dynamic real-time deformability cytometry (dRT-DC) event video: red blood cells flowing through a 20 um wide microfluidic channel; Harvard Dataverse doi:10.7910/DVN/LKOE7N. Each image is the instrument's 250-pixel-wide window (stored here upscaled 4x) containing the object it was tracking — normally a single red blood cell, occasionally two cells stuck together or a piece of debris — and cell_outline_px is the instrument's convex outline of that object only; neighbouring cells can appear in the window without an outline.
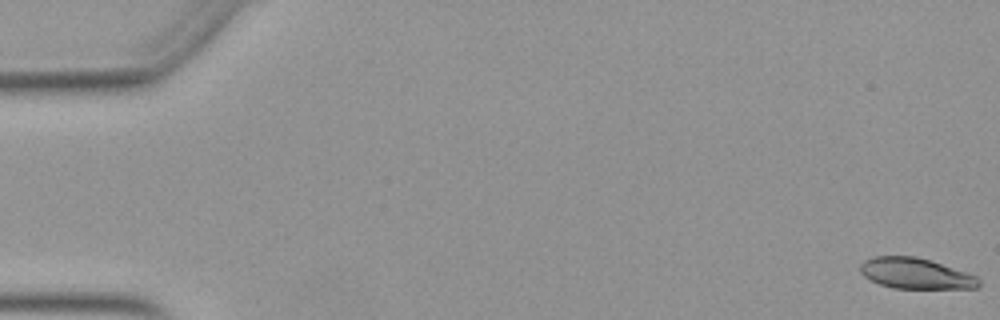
{"species": "Egyptian fruit bat (a non-hibernating species)", "species_latin": "Rousettus aegyptiacus", "temperature_condition": "warm", "stored_images_in_passage": 51, "camera_frame_rate_fps": 3000, "um_per_image_px": 0.085, "animal": {"sex": "female"}, "frame": {"image": 1, "passage_image": 1, "time_ms": 0.0, "image_size_px": [1000, 320], "cell_outline_px": [[980, 284], [976, 288], [892, 288], [880, 284], [864, 276], [860, 272], [860, 264], [864, 260], [872, 256], [916, 256], [976, 276], [980, 280]], "centroid_in_image_um": [77.77, 23.24], "position_along_channel_um": 7.2, "area_um2": 20.92}}
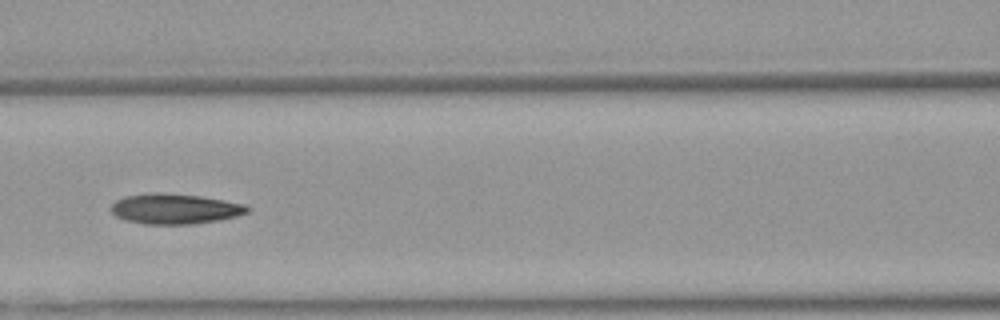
{"frame": {"image": 2, "passage_image": 24, "time_ms": 7.667, "image_size_px": [1000, 320], "cell_outline_px": [[252, 208], [248, 212], [236, 216], [216, 220], [192, 224], [144, 224], [124, 220], [116, 216], [108, 208], [116, 200], [124, 196], [152, 192], [164, 192], [200, 196], [224, 200], [244, 204]], "centroid_in_image_um": [14.82, 17.74], "position_along_channel_um": 151.8, "area_um2": 24.22}}
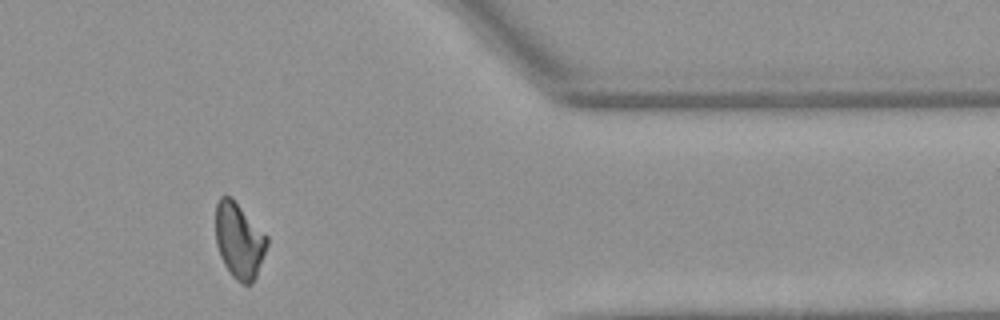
{"frame": {"image": 3, "passage_image": 44, "time_ms": 14.333, "image_size_px": [1000, 320], "cell_outline_px": [[268, 244], [256, 276], [252, 284], [244, 284], [236, 280], [232, 276], [224, 264], [220, 256], [216, 244], [216, 204], [220, 196], [232, 196], [268, 236]], "centroid_in_image_um": [20.33, 20.42], "position_along_channel_um": 391.1, "area_um2": 22.77}}